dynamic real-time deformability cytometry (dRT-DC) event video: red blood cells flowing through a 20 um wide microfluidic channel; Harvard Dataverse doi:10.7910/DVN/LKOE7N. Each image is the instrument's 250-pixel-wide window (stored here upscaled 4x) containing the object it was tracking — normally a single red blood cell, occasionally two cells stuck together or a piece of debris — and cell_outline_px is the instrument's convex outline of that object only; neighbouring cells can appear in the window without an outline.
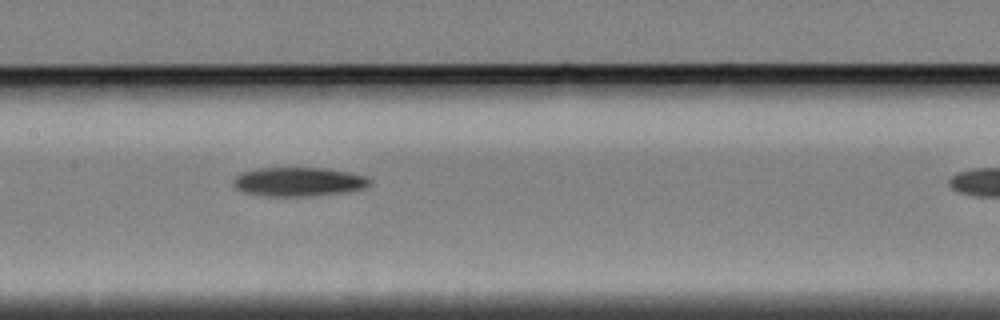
{"species": "Egyptian fruit bat (a non-hibernating species)", "species_latin": "Rousettus aegyptiacus", "temperature_condition": "cold", "stored_images_in_passage": 19, "camera_frame_rate_fps": 3000, "um_per_image_px": 0.085, "animal": {"sex": "female"}, "frame": {"image": 1, "passage_image": 11, "time_ms": 3.333, "image_size_px": [1000, 320], "cell_outline_px": [[372, 180], [364, 188], [344, 192], [312, 196], [268, 196], [244, 192], [236, 188], [232, 184], [232, 180], [236, 176], [244, 172], [260, 168], [328, 168], [368, 176]], "centroid_in_image_um": [25.39, 15.45], "position_along_channel_um": 182.0, "area_um2": 23.0}}
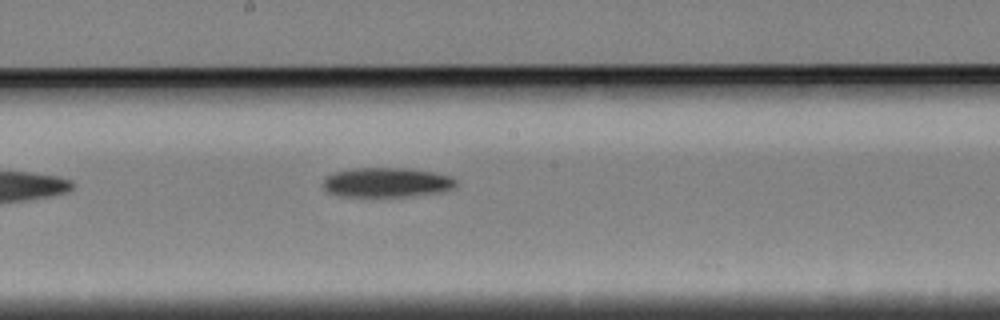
{"frame": {"image": 2, "passage_image": 14, "time_ms": 4.333, "image_size_px": [1000, 320], "cell_outline_px": [[456, 184], [452, 188], [440, 192], [404, 196], [340, 196], [328, 192], [320, 184], [324, 176], [332, 172], [352, 168], [404, 168], [432, 172], [448, 176], [456, 180]], "centroid_in_image_um": [32.76, 15.49], "position_along_channel_um": 215.4, "area_um2": 22.89}}